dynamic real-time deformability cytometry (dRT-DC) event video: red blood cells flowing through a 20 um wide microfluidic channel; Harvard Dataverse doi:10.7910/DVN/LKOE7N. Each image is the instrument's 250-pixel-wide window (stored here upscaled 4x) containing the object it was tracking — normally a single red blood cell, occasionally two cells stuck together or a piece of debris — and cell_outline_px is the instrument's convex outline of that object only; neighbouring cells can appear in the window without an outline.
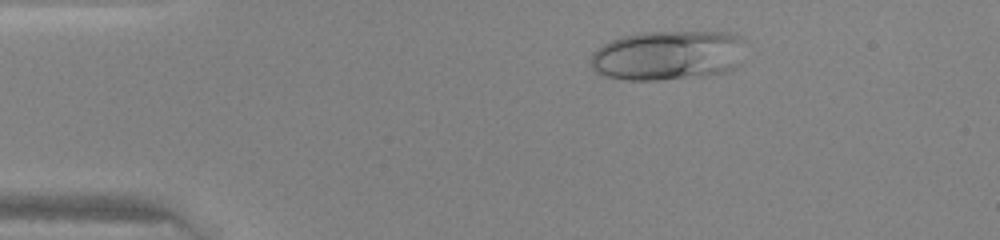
{"species": "human", "species_latin": "Homo sapiens", "temperature_condition": "warm", "stored_images_in_passage": 39, "camera_frame_rate_fps": 3000, "um_per_image_px": 0.085, "donor": {"sex": "female"}, "frame": {"image": 1, "passage_image": 8, "time_ms": 2.333, "image_size_px": [1000, 240], "cell_outline_px": [[744, 64], [728, 72], [708, 76], [656, 80], [628, 80], [604, 76], [596, 72], [592, 68], [588, 60], [592, 52], [596, 48], [620, 36], [640, 32], [728, 32], [744, 36]], "centroid_in_image_um": [56.84, 4.71], "position_along_channel_um": 28.2, "area_um2": 46.18}}
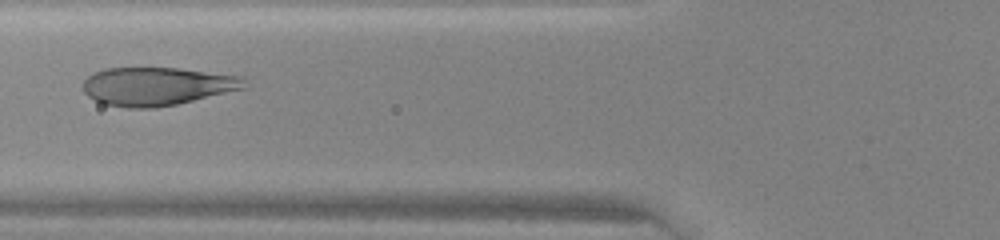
{"frame": {"image": 2, "passage_image": 18, "time_ms": 5.667, "image_size_px": [1000, 240], "cell_outline_px": [[248, 88], [176, 104], [156, 108], [128, 108], [104, 104], [88, 96], [84, 92], [84, 80], [92, 72], [104, 68], [176, 68], [244, 76]], "centroid_in_image_um": [13.37, 7.33], "position_along_channel_um": 112.4, "area_um2": 36.18}}
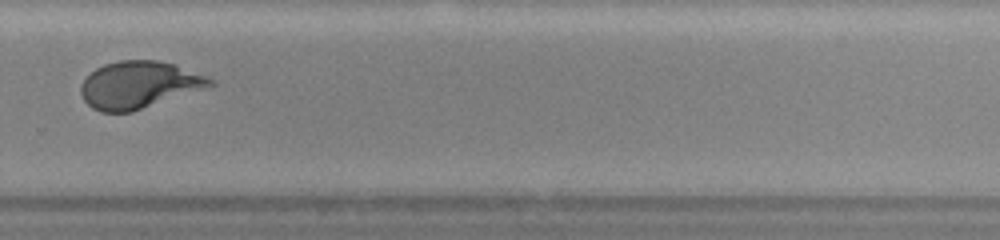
{"frame": {"image": 3, "passage_image": 32, "time_ms": 10.333, "image_size_px": [1000, 240], "cell_outline_px": [[216, 84], [132, 112], [100, 112], [92, 108], [84, 100], [80, 92], [80, 84], [96, 68], [104, 64], [120, 60], [156, 60], [176, 64], [208, 76]], "centroid_in_image_um": [11.8, 7.2], "position_along_channel_um": 318.0, "area_um2": 35.37}}